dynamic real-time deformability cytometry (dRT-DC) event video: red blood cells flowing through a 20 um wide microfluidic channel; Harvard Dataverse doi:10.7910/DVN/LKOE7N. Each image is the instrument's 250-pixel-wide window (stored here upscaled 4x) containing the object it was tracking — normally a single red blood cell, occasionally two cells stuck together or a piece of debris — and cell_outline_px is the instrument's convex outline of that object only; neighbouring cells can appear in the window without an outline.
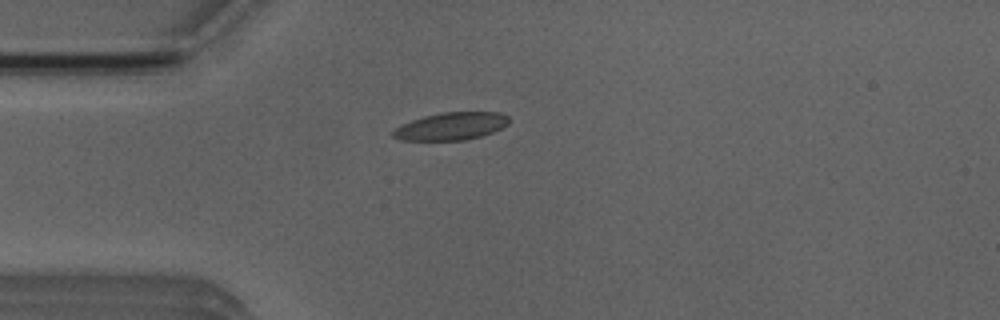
{"species": "Egyptian fruit bat (a non-hibernating species)", "species_latin": "Rousettus aegyptiacus", "temperature_condition": "room temperature", "stored_images_in_passage": 5, "camera_frame_rate_fps": 3000, "um_per_image_px": 0.085, "animal": {"sex": "male"}, "frame": {"image": 1, "passage_image": 5, "time_ms": 5.0, "image_size_px": [1000, 320], "cell_outline_px": [[508, 124], [492, 132], [480, 136], [464, 140], [400, 140], [392, 136], [392, 132], [396, 128], [412, 120], [424, 116], [440, 112], [500, 112], [508, 116]], "centroid_in_image_um": [38.35, 10.72], "position_along_channel_um": 46.7, "area_um2": 18.44}}